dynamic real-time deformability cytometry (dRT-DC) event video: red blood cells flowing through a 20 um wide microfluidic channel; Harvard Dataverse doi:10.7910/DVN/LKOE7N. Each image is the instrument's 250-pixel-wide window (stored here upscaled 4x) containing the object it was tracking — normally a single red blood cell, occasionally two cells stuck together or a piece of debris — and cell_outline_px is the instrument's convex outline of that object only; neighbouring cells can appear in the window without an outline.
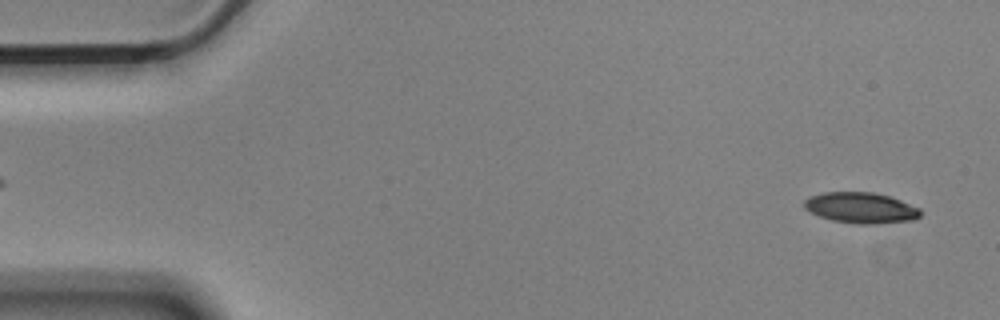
{"species": "Egyptian fruit bat (a non-hibernating species)", "species_latin": "Rousettus aegyptiacus", "temperature_condition": "cold", "stored_images_in_passage": 55, "camera_frame_rate_fps": 3000, "um_per_image_px": 0.085, "animal": {"sex": "male"}, "frame": {"image": 1, "passage_image": 2, "time_ms": 0.333, "image_size_px": [1000, 320], "cell_outline_px": [[920, 216], [912, 220], [876, 224], [860, 224], [832, 220], [820, 216], [804, 208], [804, 200], [812, 196], [824, 192], [872, 192], [888, 196], [900, 200], [920, 208]], "centroid_in_image_um": [73.18, 17.66], "position_along_channel_um": 11.8, "area_um2": 20.63}}
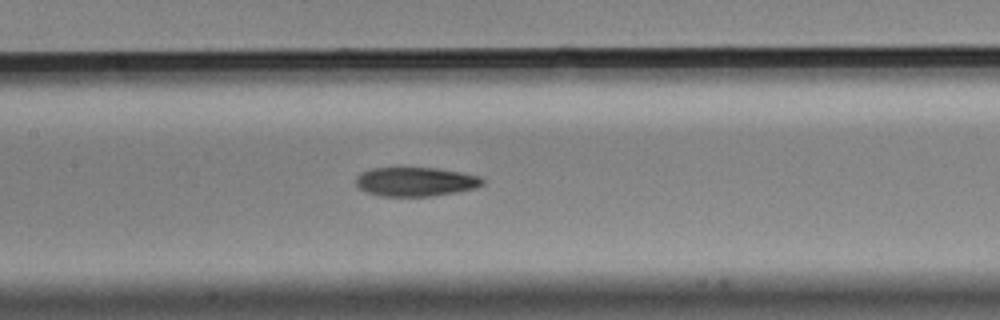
{"frame": {"image": 2, "passage_image": 25, "time_ms": 8.0, "image_size_px": [1000, 320], "cell_outline_px": [[484, 184], [476, 188], [456, 192], [432, 196], [380, 196], [368, 192], [360, 188], [356, 184], [356, 176], [360, 172], [372, 168], [400, 164], [440, 168], [480, 176], [484, 180]], "centroid_in_image_um": [35.3, 15.38], "position_along_channel_um": 172.1, "area_um2": 22.48}}
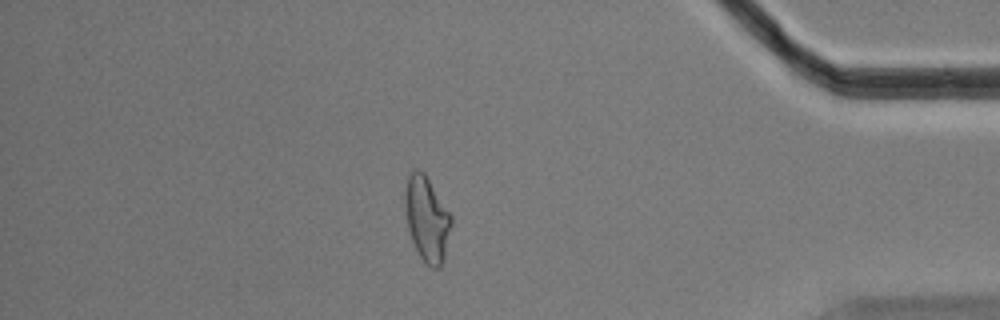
{"frame": {"image": 3, "passage_image": 47, "time_ms": 15.333, "image_size_px": [1000, 320], "cell_outline_px": [[452, 224], [444, 256], [440, 268], [432, 268], [420, 256], [412, 240], [408, 228], [404, 204], [404, 192], [408, 176], [412, 168], [416, 168], [424, 172], [452, 216]], "centroid_in_image_um": [36.27, 18.56], "position_along_channel_um": 398.9, "area_um2": 22.77}, "authors_computed_cell_mechanics": {"area_um2": 22.0796, "velocity_mm_per_s": 3.5848, "shape_relaxation_time_tau1_ms": 3.9452, "shape_relaxation_time_tau2_ms": 6.3081, "deformation_change_tau1": 0.1677, "deformation_change_tau2": 0.1576}}